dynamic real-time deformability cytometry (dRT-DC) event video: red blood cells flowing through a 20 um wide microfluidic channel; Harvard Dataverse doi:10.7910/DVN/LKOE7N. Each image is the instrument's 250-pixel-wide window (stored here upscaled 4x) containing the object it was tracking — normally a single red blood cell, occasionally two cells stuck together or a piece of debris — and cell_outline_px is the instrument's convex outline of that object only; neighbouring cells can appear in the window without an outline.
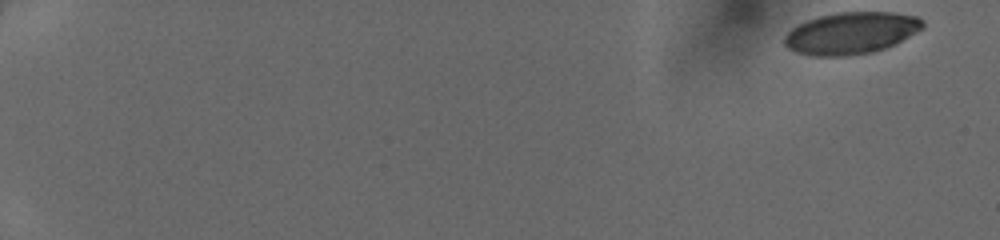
{"species": "human", "species_latin": "Homo sapiens", "temperature_condition": "cold", "stored_images_in_passage": 49, "camera_frame_rate_fps": 3000, "um_per_image_px": 0.085, "donor": {"sex": "female"}, "frame": {"image": 1, "passage_image": 1, "time_ms": 0.0, "image_size_px": [1000, 240], "cell_outline_px": [[924, 28], [884, 48], [872, 52], [848, 56], [812, 56], [796, 52], [788, 48], [784, 44], [784, 36], [792, 28], [808, 20], [820, 16], [840, 12], [892, 12], [916, 16], [924, 20]], "centroid_in_image_um": [72.33, 2.81], "position_along_channel_um": 12.7, "area_um2": 33.52}}
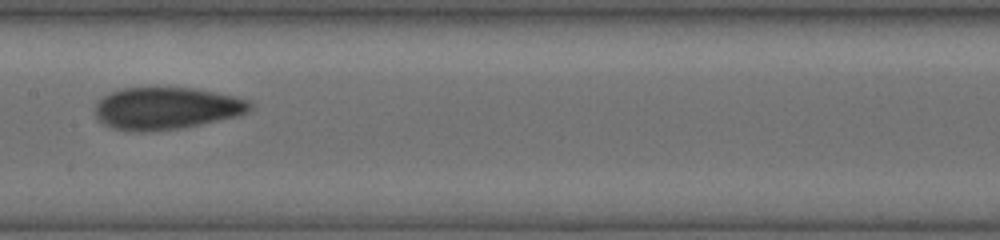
{"frame": {"image": 2, "passage_image": 28, "time_ms": 9.0, "image_size_px": [1000, 240], "cell_outline_px": [[256, 104], [248, 112], [240, 116], [180, 128], [140, 132], [128, 132], [112, 128], [96, 120], [96, 104], [104, 96], [112, 92], [124, 88], [192, 88], [236, 96], [248, 100]], "centroid_in_image_um": [14.17, 9.22], "position_along_channel_um": 193.2, "area_um2": 38.21}}
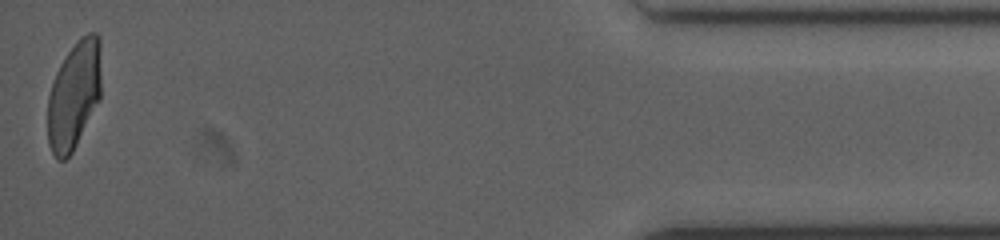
{"frame": {"image": 3, "passage_image": 49, "time_ms": 16.0, "image_size_px": [1000, 240], "cell_outline_px": [[100, 100], [72, 152], [64, 160], [56, 160], [48, 144], [48, 96], [52, 80], [60, 64], [76, 40], [88, 32], [96, 32], [100, 36]], "centroid_in_image_um": [6.29, 8.07], "position_along_channel_um": 428.9, "area_um2": 33.87}}